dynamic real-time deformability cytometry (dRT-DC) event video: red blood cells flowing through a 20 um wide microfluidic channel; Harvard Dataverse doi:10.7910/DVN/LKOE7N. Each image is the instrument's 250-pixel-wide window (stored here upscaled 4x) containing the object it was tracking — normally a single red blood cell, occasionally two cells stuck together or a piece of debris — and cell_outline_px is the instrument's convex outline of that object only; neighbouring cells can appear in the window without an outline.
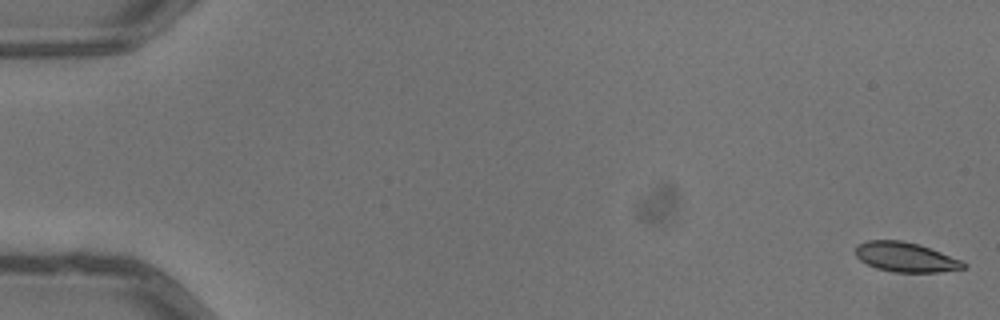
{"species": "common noctule bat (a hibernating species)", "species_latin": "Nyctalus noctula", "temperature_condition": "warm", "stored_images_in_passage": 6, "camera_frame_rate_fps": 3000, "um_per_image_px": 0.085, "animal": {"sex": "male", "body_mass_g": 13.3}, "frame": {"image": 1, "passage_image": 1, "time_ms": 0.0, "image_size_px": [1000, 320], "cell_outline_px": [[968, 268], [940, 272], [892, 272], [876, 268], [860, 260], [856, 256], [856, 244], [868, 240], [900, 240], [920, 244], [960, 260], [968, 264]], "centroid_in_image_um": [76.98, 21.86], "position_along_channel_um": 8.0, "area_um2": 18.73}}
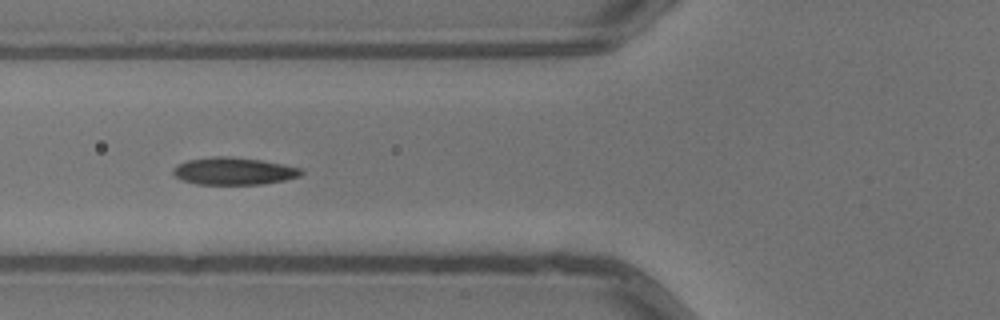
{"frame": {"image": 2, "passage_image": 5, "time_ms": 1.333, "image_size_px": [1000, 320], "cell_outline_px": [[304, 172], [300, 176], [284, 180], [264, 184], [196, 184], [180, 180], [172, 172], [172, 168], [176, 164], [188, 160], [212, 156], [232, 156], [260, 160], [300, 168]], "centroid_in_image_um": [19.81, 14.54], "position_along_channel_um": 106.0, "area_um2": 20.46}}
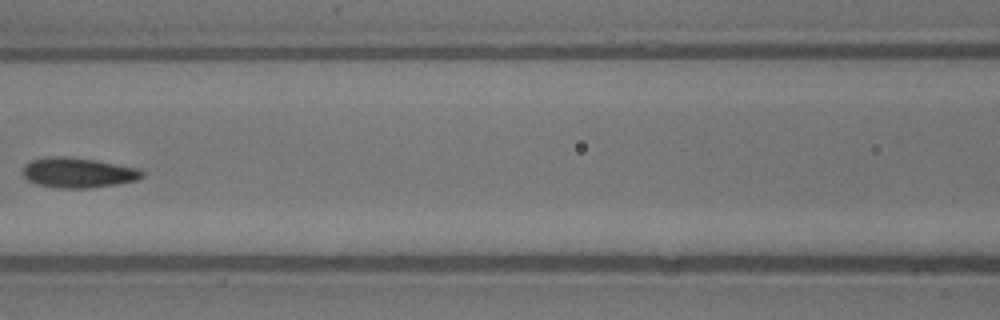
{"frame": {"image": 3, "passage_image": 6, "time_ms": 1.667, "image_size_px": [1000, 320], "cell_outline_px": [[144, 176], [136, 180], [116, 184], [88, 188], [56, 188], [36, 184], [28, 180], [20, 172], [24, 164], [32, 160], [48, 156], [64, 156], [96, 160], [140, 168], [144, 172]], "centroid_in_image_um": [6.61, 14.67], "position_along_channel_um": 160.0, "area_um2": 21.15}}